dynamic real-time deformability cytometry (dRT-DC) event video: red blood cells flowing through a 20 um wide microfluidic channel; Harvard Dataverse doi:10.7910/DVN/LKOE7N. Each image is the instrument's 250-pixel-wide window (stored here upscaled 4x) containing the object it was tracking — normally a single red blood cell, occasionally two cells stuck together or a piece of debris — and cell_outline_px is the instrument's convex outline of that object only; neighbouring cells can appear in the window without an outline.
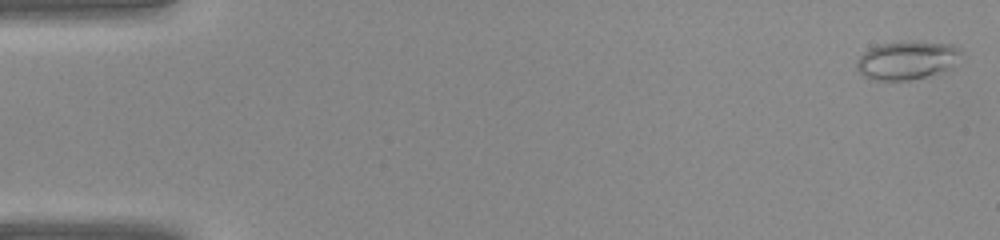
{"species": "common noctule bat (a hibernating species)", "species_latin": "Nyctalus noctula", "temperature_condition": "warm", "stored_images_in_passage": 40, "camera_frame_rate_fps": 3000, "um_per_image_px": 0.085, "animal": {"sex": "female", "body_mass_g": 22.0, "forearm_length_mm": 56.7}, "frame": {"image": 1, "passage_image": 1, "time_ms": 0.0, "image_size_px": [1000, 240], "cell_outline_px": [[964, 52], [944, 68], [936, 72], [924, 76], [908, 80], [872, 80], [864, 76], [856, 68], [856, 64], [860, 56], [868, 48], [880, 44], [920, 40], [952, 44], [960, 48]], "centroid_in_image_um": [77.03, 5.08], "position_along_channel_um": 8.0, "area_um2": 22.95}}
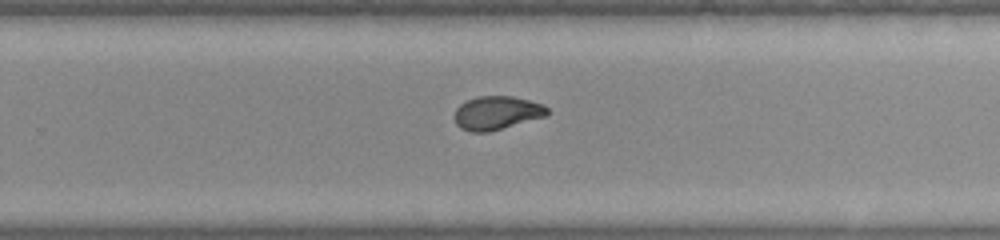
{"frame": {"image": 2, "passage_image": 26, "time_ms": 8.333, "image_size_px": [1000, 240], "cell_outline_px": [[548, 116], [488, 132], [472, 132], [460, 128], [456, 124], [456, 108], [460, 104], [468, 100], [480, 96], [512, 96], [544, 104], [548, 108]], "centroid_in_image_um": [42.26, 9.6], "position_along_channel_um": 287.5, "area_um2": 18.09}}
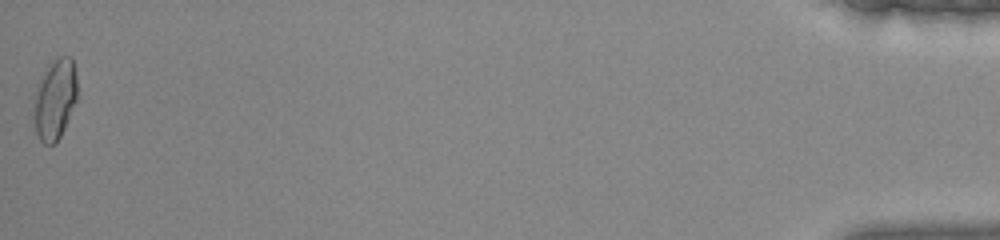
{"frame": {"image": 3, "passage_image": 40, "time_ms": 13.0, "image_size_px": [1000, 240], "cell_outline_px": [[76, 100], [64, 128], [56, 144], [44, 144], [40, 140], [36, 132], [36, 96], [40, 80], [44, 72], [52, 60], [60, 56], [68, 56], [72, 60], [76, 72]], "centroid_in_image_um": [4.71, 8.43], "position_along_channel_um": 430.5, "area_um2": 19.54}}